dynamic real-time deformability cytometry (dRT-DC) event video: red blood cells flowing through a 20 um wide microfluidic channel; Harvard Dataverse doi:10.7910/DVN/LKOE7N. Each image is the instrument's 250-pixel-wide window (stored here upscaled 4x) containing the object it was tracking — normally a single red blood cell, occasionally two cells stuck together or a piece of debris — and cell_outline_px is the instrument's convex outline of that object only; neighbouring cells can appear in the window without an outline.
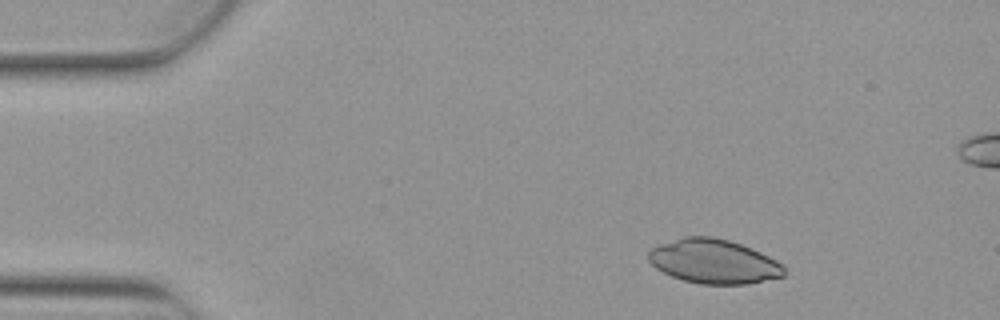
{"species": "Egyptian fruit bat (a non-hibernating species)", "species_latin": "Rousettus aegyptiacus", "temperature_condition": "warm", "stored_images_in_passage": 3, "camera_frame_rate_fps": 3000, "um_per_image_px": 0.085, "animal": {"sex": "female"}, "frame": {"image": 1, "passage_image": 1, "time_ms": 0.0, "image_size_px": [1000, 320], "cell_outline_px": [[784, 276], [748, 284], [700, 284], [684, 280], [672, 276], [656, 268], [648, 260], [648, 252], [652, 248], [660, 244], [684, 236], [712, 236], [728, 240], [752, 248], [776, 260], [784, 268]], "centroid_in_image_um": [60.65, 22.22], "position_along_channel_um": 24.3, "area_um2": 34.8}}